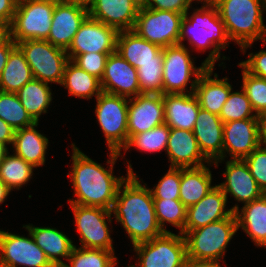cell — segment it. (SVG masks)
<instances>
[{
	"mask_svg": "<svg viewBox=\"0 0 266 267\" xmlns=\"http://www.w3.org/2000/svg\"><path fill=\"white\" fill-rule=\"evenodd\" d=\"M127 177L121 183L111 213L120 222L134 245L150 241L164 232L160 228L151 190L142 185L130 161Z\"/></svg>",
	"mask_w": 266,
	"mask_h": 267,
	"instance_id": "6da1fadb",
	"label": "cell"
},
{
	"mask_svg": "<svg viewBox=\"0 0 266 267\" xmlns=\"http://www.w3.org/2000/svg\"><path fill=\"white\" fill-rule=\"evenodd\" d=\"M72 170L67 174L71 178L76 199H69V204L102 207L111 210L121 183L126 179L113 175V166L121 153L110 151L106 170L99 163L82 153L73 143Z\"/></svg>",
	"mask_w": 266,
	"mask_h": 267,
	"instance_id": "7a4b0ae2",
	"label": "cell"
},
{
	"mask_svg": "<svg viewBox=\"0 0 266 267\" xmlns=\"http://www.w3.org/2000/svg\"><path fill=\"white\" fill-rule=\"evenodd\" d=\"M188 11L181 21L180 37L178 44L186 38L198 51L213 48L208 57L203 61L207 67H214L215 62L221 57V49L229 46V38L225 26L215 5H204L194 9L191 16Z\"/></svg>",
	"mask_w": 266,
	"mask_h": 267,
	"instance_id": "3957f363",
	"label": "cell"
},
{
	"mask_svg": "<svg viewBox=\"0 0 266 267\" xmlns=\"http://www.w3.org/2000/svg\"><path fill=\"white\" fill-rule=\"evenodd\" d=\"M215 6L228 38L234 40L243 53L254 41L262 40L265 45L263 12L266 10L261 0H217Z\"/></svg>",
	"mask_w": 266,
	"mask_h": 267,
	"instance_id": "277c9868",
	"label": "cell"
},
{
	"mask_svg": "<svg viewBox=\"0 0 266 267\" xmlns=\"http://www.w3.org/2000/svg\"><path fill=\"white\" fill-rule=\"evenodd\" d=\"M238 229L235 212L220 221L189 230L184 234L187 258L219 261Z\"/></svg>",
	"mask_w": 266,
	"mask_h": 267,
	"instance_id": "5b68a950",
	"label": "cell"
},
{
	"mask_svg": "<svg viewBox=\"0 0 266 267\" xmlns=\"http://www.w3.org/2000/svg\"><path fill=\"white\" fill-rule=\"evenodd\" d=\"M55 4L52 1L18 0L11 23V39L15 43L47 40Z\"/></svg>",
	"mask_w": 266,
	"mask_h": 267,
	"instance_id": "8992f818",
	"label": "cell"
},
{
	"mask_svg": "<svg viewBox=\"0 0 266 267\" xmlns=\"http://www.w3.org/2000/svg\"><path fill=\"white\" fill-rule=\"evenodd\" d=\"M16 46L24 54L35 79L61 85L69 61L66 50L55 47L47 40H26L16 43Z\"/></svg>",
	"mask_w": 266,
	"mask_h": 267,
	"instance_id": "52a82bcc",
	"label": "cell"
},
{
	"mask_svg": "<svg viewBox=\"0 0 266 267\" xmlns=\"http://www.w3.org/2000/svg\"><path fill=\"white\" fill-rule=\"evenodd\" d=\"M95 114L110 151L121 153L128 143L129 98L101 92L96 98Z\"/></svg>",
	"mask_w": 266,
	"mask_h": 267,
	"instance_id": "ba28073f",
	"label": "cell"
},
{
	"mask_svg": "<svg viewBox=\"0 0 266 267\" xmlns=\"http://www.w3.org/2000/svg\"><path fill=\"white\" fill-rule=\"evenodd\" d=\"M133 247L139 267H184L187 259L186 241L181 233L164 232Z\"/></svg>",
	"mask_w": 266,
	"mask_h": 267,
	"instance_id": "9c48e42d",
	"label": "cell"
},
{
	"mask_svg": "<svg viewBox=\"0 0 266 267\" xmlns=\"http://www.w3.org/2000/svg\"><path fill=\"white\" fill-rule=\"evenodd\" d=\"M184 14L140 6L133 31L161 48L178 44Z\"/></svg>",
	"mask_w": 266,
	"mask_h": 267,
	"instance_id": "30bf717a",
	"label": "cell"
},
{
	"mask_svg": "<svg viewBox=\"0 0 266 267\" xmlns=\"http://www.w3.org/2000/svg\"><path fill=\"white\" fill-rule=\"evenodd\" d=\"M189 53L184 44L163 48V94H187L192 76L199 78L207 69L203 62L200 67H194Z\"/></svg>",
	"mask_w": 266,
	"mask_h": 267,
	"instance_id": "8fae6325",
	"label": "cell"
},
{
	"mask_svg": "<svg viewBox=\"0 0 266 267\" xmlns=\"http://www.w3.org/2000/svg\"><path fill=\"white\" fill-rule=\"evenodd\" d=\"M70 206L80 235L81 247L114 251L113 240L106 222V220L110 223L112 221L111 210L78 204H70Z\"/></svg>",
	"mask_w": 266,
	"mask_h": 267,
	"instance_id": "7c38bea8",
	"label": "cell"
},
{
	"mask_svg": "<svg viewBox=\"0 0 266 267\" xmlns=\"http://www.w3.org/2000/svg\"><path fill=\"white\" fill-rule=\"evenodd\" d=\"M55 267L31 238L0 230V267Z\"/></svg>",
	"mask_w": 266,
	"mask_h": 267,
	"instance_id": "4fadbf2b",
	"label": "cell"
},
{
	"mask_svg": "<svg viewBox=\"0 0 266 267\" xmlns=\"http://www.w3.org/2000/svg\"><path fill=\"white\" fill-rule=\"evenodd\" d=\"M119 31L91 17L80 25L67 52L69 60L85 53L116 52Z\"/></svg>",
	"mask_w": 266,
	"mask_h": 267,
	"instance_id": "5bb4252c",
	"label": "cell"
},
{
	"mask_svg": "<svg viewBox=\"0 0 266 267\" xmlns=\"http://www.w3.org/2000/svg\"><path fill=\"white\" fill-rule=\"evenodd\" d=\"M88 16V7L84 5L67 0L57 2L47 41L55 47L67 51L80 25Z\"/></svg>",
	"mask_w": 266,
	"mask_h": 267,
	"instance_id": "9a60e30c",
	"label": "cell"
},
{
	"mask_svg": "<svg viewBox=\"0 0 266 267\" xmlns=\"http://www.w3.org/2000/svg\"><path fill=\"white\" fill-rule=\"evenodd\" d=\"M260 145L259 119H243L224 123L223 161L226 152L232 159L244 160Z\"/></svg>",
	"mask_w": 266,
	"mask_h": 267,
	"instance_id": "2e32d148",
	"label": "cell"
},
{
	"mask_svg": "<svg viewBox=\"0 0 266 267\" xmlns=\"http://www.w3.org/2000/svg\"><path fill=\"white\" fill-rule=\"evenodd\" d=\"M127 115L128 141L135 135L164 123L162 94H139L129 98Z\"/></svg>",
	"mask_w": 266,
	"mask_h": 267,
	"instance_id": "e0dca14e",
	"label": "cell"
},
{
	"mask_svg": "<svg viewBox=\"0 0 266 267\" xmlns=\"http://www.w3.org/2000/svg\"><path fill=\"white\" fill-rule=\"evenodd\" d=\"M100 84L102 92L108 94L127 98L136 97L141 94L137 69L117 52L108 55Z\"/></svg>",
	"mask_w": 266,
	"mask_h": 267,
	"instance_id": "ac0fdd59",
	"label": "cell"
},
{
	"mask_svg": "<svg viewBox=\"0 0 266 267\" xmlns=\"http://www.w3.org/2000/svg\"><path fill=\"white\" fill-rule=\"evenodd\" d=\"M141 0H94L88 7L89 17L118 31L133 30Z\"/></svg>",
	"mask_w": 266,
	"mask_h": 267,
	"instance_id": "d6986e66",
	"label": "cell"
},
{
	"mask_svg": "<svg viewBox=\"0 0 266 267\" xmlns=\"http://www.w3.org/2000/svg\"><path fill=\"white\" fill-rule=\"evenodd\" d=\"M224 123L219 115L200 108L193 133L203 156L215 167L222 163Z\"/></svg>",
	"mask_w": 266,
	"mask_h": 267,
	"instance_id": "ffe728a7",
	"label": "cell"
},
{
	"mask_svg": "<svg viewBox=\"0 0 266 267\" xmlns=\"http://www.w3.org/2000/svg\"><path fill=\"white\" fill-rule=\"evenodd\" d=\"M223 175L226 181L217 185L228 198L230 194L244 204L260 198L264 193L259 188L244 160L230 159Z\"/></svg>",
	"mask_w": 266,
	"mask_h": 267,
	"instance_id": "44dd1931",
	"label": "cell"
},
{
	"mask_svg": "<svg viewBox=\"0 0 266 267\" xmlns=\"http://www.w3.org/2000/svg\"><path fill=\"white\" fill-rule=\"evenodd\" d=\"M227 200L223 191L215 185L198 203L187 208L186 223L181 234L231 216L234 211L232 208L225 209Z\"/></svg>",
	"mask_w": 266,
	"mask_h": 267,
	"instance_id": "7402d4cb",
	"label": "cell"
},
{
	"mask_svg": "<svg viewBox=\"0 0 266 267\" xmlns=\"http://www.w3.org/2000/svg\"><path fill=\"white\" fill-rule=\"evenodd\" d=\"M213 69L214 67H207L199 78L194 77L190 83V92L194 93L200 108L219 115L232 91V85L228 78L219 79L216 73L212 78Z\"/></svg>",
	"mask_w": 266,
	"mask_h": 267,
	"instance_id": "603a6c76",
	"label": "cell"
},
{
	"mask_svg": "<svg viewBox=\"0 0 266 267\" xmlns=\"http://www.w3.org/2000/svg\"><path fill=\"white\" fill-rule=\"evenodd\" d=\"M170 167L196 168L211 163L201 153L194 133L185 129L170 128L167 144Z\"/></svg>",
	"mask_w": 266,
	"mask_h": 267,
	"instance_id": "cb8c5ba5",
	"label": "cell"
},
{
	"mask_svg": "<svg viewBox=\"0 0 266 267\" xmlns=\"http://www.w3.org/2000/svg\"><path fill=\"white\" fill-rule=\"evenodd\" d=\"M116 52L135 69L147 62H163V48L140 37L133 30L119 31Z\"/></svg>",
	"mask_w": 266,
	"mask_h": 267,
	"instance_id": "d4e9b609",
	"label": "cell"
},
{
	"mask_svg": "<svg viewBox=\"0 0 266 267\" xmlns=\"http://www.w3.org/2000/svg\"><path fill=\"white\" fill-rule=\"evenodd\" d=\"M164 123L170 128L193 131L200 105L193 92L162 94Z\"/></svg>",
	"mask_w": 266,
	"mask_h": 267,
	"instance_id": "484cf974",
	"label": "cell"
},
{
	"mask_svg": "<svg viewBox=\"0 0 266 267\" xmlns=\"http://www.w3.org/2000/svg\"><path fill=\"white\" fill-rule=\"evenodd\" d=\"M29 236H32L34 242L45 252L47 258L55 267H61L65 262L61 258L68 259L71 255L74 244L68 236L56 228L35 227L25 225Z\"/></svg>",
	"mask_w": 266,
	"mask_h": 267,
	"instance_id": "4316f807",
	"label": "cell"
},
{
	"mask_svg": "<svg viewBox=\"0 0 266 267\" xmlns=\"http://www.w3.org/2000/svg\"><path fill=\"white\" fill-rule=\"evenodd\" d=\"M241 208L240 211L236 204L232 207L237 217L238 229L242 228L256 246L266 248V196L263 194Z\"/></svg>",
	"mask_w": 266,
	"mask_h": 267,
	"instance_id": "83f0119b",
	"label": "cell"
},
{
	"mask_svg": "<svg viewBox=\"0 0 266 267\" xmlns=\"http://www.w3.org/2000/svg\"><path fill=\"white\" fill-rule=\"evenodd\" d=\"M37 126L38 122H35L31 126L16 130L12 143L14 154L35 168L45 164L49 143L48 138L36 130Z\"/></svg>",
	"mask_w": 266,
	"mask_h": 267,
	"instance_id": "f1b7e54d",
	"label": "cell"
},
{
	"mask_svg": "<svg viewBox=\"0 0 266 267\" xmlns=\"http://www.w3.org/2000/svg\"><path fill=\"white\" fill-rule=\"evenodd\" d=\"M207 165L196 168H180L179 200L186 208L198 203L215 186Z\"/></svg>",
	"mask_w": 266,
	"mask_h": 267,
	"instance_id": "f546056e",
	"label": "cell"
},
{
	"mask_svg": "<svg viewBox=\"0 0 266 267\" xmlns=\"http://www.w3.org/2000/svg\"><path fill=\"white\" fill-rule=\"evenodd\" d=\"M32 71L22 51L16 46L9 54L0 76V91L17 93L33 79Z\"/></svg>",
	"mask_w": 266,
	"mask_h": 267,
	"instance_id": "4dcf8cb0",
	"label": "cell"
},
{
	"mask_svg": "<svg viewBox=\"0 0 266 267\" xmlns=\"http://www.w3.org/2000/svg\"><path fill=\"white\" fill-rule=\"evenodd\" d=\"M61 85L68 89V94L75 97L97 98L102 92L100 80L90 75L69 60L65 66Z\"/></svg>",
	"mask_w": 266,
	"mask_h": 267,
	"instance_id": "1f68e13d",
	"label": "cell"
},
{
	"mask_svg": "<svg viewBox=\"0 0 266 267\" xmlns=\"http://www.w3.org/2000/svg\"><path fill=\"white\" fill-rule=\"evenodd\" d=\"M48 84L33 78L16 93L27 113L38 123L41 114L47 113L53 98Z\"/></svg>",
	"mask_w": 266,
	"mask_h": 267,
	"instance_id": "d6a6232c",
	"label": "cell"
},
{
	"mask_svg": "<svg viewBox=\"0 0 266 267\" xmlns=\"http://www.w3.org/2000/svg\"><path fill=\"white\" fill-rule=\"evenodd\" d=\"M34 168L23 158L8 153L0 164V180L10 190H19L30 181Z\"/></svg>",
	"mask_w": 266,
	"mask_h": 267,
	"instance_id": "836d02e7",
	"label": "cell"
},
{
	"mask_svg": "<svg viewBox=\"0 0 266 267\" xmlns=\"http://www.w3.org/2000/svg\"><path fill=\"white\" fill-rule=\"evenodd\" d=\"M0 118L14 130L31 126L35 121L20 103L16 93L0 91Z\"/></svg>",
	"mask_w": 266,
	"mask_h": 267,
	"instance_id": "e575fe53",
	"label": "cell"
},
{
	"mask_svg": "<svg viewBox=\"0 0 266 267\" xmlns=\"http://www.w3.org/2000/svg\"><path fill=\"white\" fill-rule=\"evenodd\" d=\"M170 134V127L165 123L152 128L151 130L133 135L124 148V153L131 147L138 150L153 153L157 151H166L168 139Z\"/></svg>",
	"mask_w": 266,
	"mask_h": 267,
	"instance_id": "d590c367",
	"label": "cell"
},
{
	"mask_svg": "<svg viewBox=\"0 0 266 267\" xmlns=\"http://www.w3.org/2000/svg\"><path fill=\"white\" fill-rule=\"evenodd\" d=\"M157 222L163 232L166 230L165 223L172 224L184 231L187 208L179 199H153Z\"/></svg>",
	"mask_w": 266,
	"mask_h": 267,
	"instance_id": "8d00e7d4",
	"label": "cell"
},
{
	"mask_svg": "<svg viewBox=\"0 0 266 267\" xmlns=\"http://www.w3.org/2000/svg\"><path fill=\"white\" fill-rule=\"evenodd\" d=\"M74 246L71 255L68 257V263L61 267H111L117 259L114 252L105 249L83 248Z\"/></svg>",
	"mask_w": 266,
	"mask_h": 267,
	"instance_id": "74e56055",
	"label": "cell"
},
{
	"mask_svg": "<svg viewBox=\"0 0 266 267\" xmlns=\"http://www.w3.org/2000/svg\"><path fill=\"white\" fill-rule=\"evenodd\" d=\"M253 112L255 111L253 110L245 91L241 89L240 92H230L219 117L223 123L243 119H259Z\"/></svg>",
	"mask_w": 266,
	"mask_h": 267,
	"instance_id": "f35d334b",
	"label": "cell"
},
{
	"mask_svg": "<svg viewBox=\"0 0 266 267\" xmlns=\"http://www.w3.org/2000/svg\"><path fill=\"white\" fill-rule=\"evenodd\" d=\"M242 69V89L245 91L255 114H266V79L249 73L240 63Z\"/></svg>",
	"mask_w": 266,
	"mask_h": 267,
	"instance_id": "ab89813d",
	"label": "cell"
},
{
	"mask_svg": "<svg viewBox=\"0 0 266 267\" xmlns=\"http://www.w3.org/2000/svg\"><path fill=\"white\" fill-rule=\"evenodd\" d=\"M141 94H163V62H147L137 69Z\"/></svg>",
	"mask_w": 266,
	"mask_h": 267,
	"instance_id": "60d3db41",
	"label": "cell"
},
{
	"mask_svg": "<svg viewBox=\"0 0 266 267\" xmlns=\"http://www.w3.org/2000/svg\"><path fill=\"white\" fill-rule=\"evenodd\" d=\"M153 199H179L180 168L169 167L168 172L150 189Z\"/></svg>",
	"mask_w": 266,
	"mask_h": 267,
	"instance_id": "b9f144b4",
	"label": "cell"
},
{
	"mask_svg": "<svg viewBox=\"0 0 266 267\" xmlns=\"http://www.w3.org/2000/svg\"><path fill=\"white\" fill-rule=\"evenodd\" d=\"M109 54L112 53H85L73 56L70 60L79 68L101 80Z\"/></svg>",
	"mask_w": 266,
	"mask_h": 267,
	"instance_id": "7bdbcfd3",
	"label": "cell"
},
{
	"mask_svg": "<svg viewBox=\"0 0 266 267\" xmlns=\"http://www.w3.org/2000/svg\"><path fill=\"white\" fill-rule=\"evenodd\" d=\"M244 161L259 188L266 192V147L258 146Z\"/></svg>",
	"mask_w": 266,
	"mask_h": 267,
	"instance_id": "ee69618b",
	"label": "cell"
},
{
	"mask_svg": "<svg viewBox=\"0 0 266 267\" xmlns=\"http://www.w3.org/2000/svg\"><path fill=\"white\" fill-rule=\"evenodd\" d=\"M141 6L153 10L173 11L185 14L192 5L189 0H141Z\"/></svg>",
	"mask_w": 266,
	"mask_h": 267,
	"instance_id": "f6af8a7d",
	"label": "cell"
},
{
	"mask_svg": "<svg viewBox=\"0 0 266 267\" xmlns=\"http://www.w3.org/2000/svg\"><path fill=\"white\" fill-rule=\"evenodd\" d=\"M240 64L251 74L266 79V50L250 53L246 61Z\"/></svg>",
	"mask_w": 266,
	"mask_h": 267,
	"instance_id": "bcb514c9",
	"label": "cell"
},
{
	"mask_svg": "<svg viewBox=\"0 0 266 267\" xmlns=\"http://www.w3.org/2000/svg\"><path fill=\"white\" fill-rule=\"evenodd\" d=\"M18 0H0V21L12 23Z\"/></svg>",
	"mask_w": 266,
	"mask_h": 267,
	"instance_id": "7dc6e473",
	"label": "cell"
},
{
	"mask_svg": "<svg viewBox=\"0 0 266 267\" xmlns=\"http://www.w3.org/2000/svg\"><path fill=\"white\" fill-rule=\"evenodd\" d=\"M15 131L16 130L0 118V141L11 145L13 143Z\"/></svg>",
	"mask_w": 266,
	"mask_h": 267,
	"instance_id": "c3c4849f",
	"label": "cell"
},
{
	"mask_svg": "<svg viewBox=\"0 0 266 267\" xmlns=\"http://www.w3.org/2000/svg\"><path fill=\"white\" fill-rule=\"evenodd\" d=\"M16 47V43L10 39L5 45L0 46V76L7 63L10 52Z\"/></svg>",
	"mask_w": 266,
	"mask_h": 267,
	"instance_id": "681fc988",
	"label": "cell"
},
{
	"mask_svg": "<svg viewBox=\"0 0 266 267\" xmlns=\"http://www.w3.org/2000/svg\"><path fill=\"white\" fill-rule=\"evenodd\" d=\"M184 267H222L219 261L211 260H193L187 258L184 264Z\"/></svg>",
	"mask_w": 266,
	"mask_h": 267,
	"instance_id": "f907efd6",
	"label": "cell"
},
{
	"mask_svg": "<svg viewBox=\"0 0 266 267\" xmlns=\"http://www.w3.org/2000/svg\"><path fill=\"white\" fill-rule=\"evenodd\" d=\"M11 39V23L0 21V46Z\"/></svg>",
	"mask_w": 266,
	"mask_h": 267,
	"instance_id": "816d5d0a",
	"label": "cell"
},
{
	"mask_svg": "<svg viewBox=\"0 0 266 267\" xmlns=\"http://www.w3.org/2000/svg\"><path fill=\"white\" fill-rule=\"evenodd\" d=\"M260 125V142L262 146L266 147V114L259 117Z\"/></svg>",
	"mask_w": 266,
	"mask_h": 267,
	"instance_id": "f5cc1de1",
	"label": "cell"
},
{
	"mask_svg": "<svg viewBox=\"0 0 266 267\" xmlns=\"http://www.w3.org/2000/svg\"><path fill=\"white\" fill-rule=\"evenodd\" d=\"M11 190L0 180V204L7 199Z\"/></svg>",
	"mask_w": 266,
	"mask_h": 267,
	"instance_id": "db71d44e",
	"label": "cell"
},
{
	"mask_svg": "<svg viewBox=\"0 0 266 267\" xmlns=\"http://www.w3.org/2000/svg\"><path fill=\"white\" fill-rule=\"evenodd\" d=\"M8 145L2 141H0V164L6 157V155L9 153L8 152Z\"/></svg>",
	"mask_w": 266,
	"mask_h": 267,
	"instance_id": "11a10c76",
	"label": "cell"
},
{
	"mask_svg": "<svg viewBox=\"0 0 266 267\" xmlns=\"http://www.w3.org/2000/svg\"><path fill=\"white\" fill-rule=\"evenodd\" d=\"M67 1L74 2V3H77V4L84 5V6H86V7H89L90 4H91L94 0H67Z\"/></svg>",
	"mask_w": 266,
	"mask_h": 267,
	"instance_id": "9f6ffc18",
	"label": "cell"
},
{
	"mask_svg": "<svg viewBox=\"0 0 266 267\" xmlns=\"http://www.w3.org/2000/svg\"><path fill=\"white\" fill-rule=\"evenodd\" d=\"M192 4V1H195V0H189ZM197 2H203L202 4L203 5H215L217 0H196Z\"/></svg>",
	"mask_w": 266,
	"mask_h": 267,
	"instance_id": "6f0895ef",
	"label": "cell"
},
{
	"mask_svg": "<svg viewBox=\"0 0 266 267\" xmlns=\"http://www.w3.org/2000/svg\"><path fill=\"white\" fill-rule=\"evenodd\" d=\"M117 263H118L117 260H115V261L112 263L111 267H115L116 265H118ZM128 267H137V264H136V265H131V266H128Z\"/></svg>",
	"mask_w": 266,
	"mask_h": 267,
	"instance_id": "680465c9",
	"label": "cell"
},
{
	"mask_svg": "<svg viewBox=\"0 0 266 267\" xmlns=\"http://www.w3.org/2000/svg\"><path fill=\"white\" fill-rule=\"evenodd\" d=\"M34 1H52V2H62V1H65V0H34Z\"/></svg>",
	"mask_w": 266,
	"mask_h": 267,
	"instance_id": "91938a15",
	"label": "cell"
},
{
	"mask_svg": "<svg viewBox=\"0 0 266 267\" xmlns=\"http://www.w3.org/2000/svg\"><path fill=\"white\" fill-rule=\"evenodd\" d=\"M261 2L263 3V6H264V8L266 10V0H261Z\"/></svg>",
	"mask_w": 266,
	"mask_h": 267,
	"instance_id": "94428289",
	"label": "cell"
}]
</instances>
